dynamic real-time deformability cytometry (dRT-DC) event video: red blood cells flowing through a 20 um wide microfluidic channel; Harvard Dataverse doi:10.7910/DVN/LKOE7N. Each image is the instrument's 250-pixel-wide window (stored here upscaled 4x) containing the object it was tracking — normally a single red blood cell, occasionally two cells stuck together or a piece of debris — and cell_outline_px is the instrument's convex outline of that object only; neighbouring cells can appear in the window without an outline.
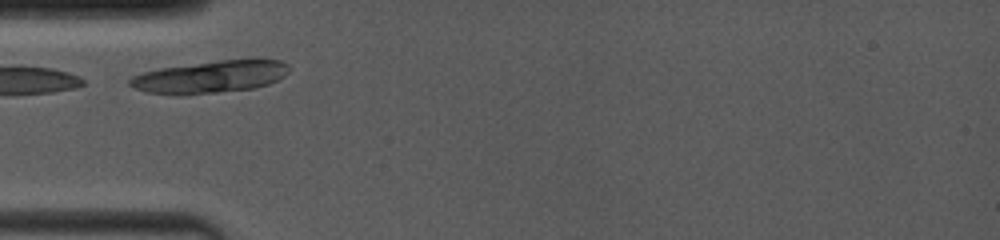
{"species": "common noctule bat (a hibernating species)", "species_latin": "Nyctalus noctula", "temperature_condition": "room temperature", "stored_images_in_passage": 7, "camera_frame_rate_fps": 4000, "um_per_image_px": 0.085, "animal": {"sex": "female", "body_mass_g": 19.0, "forearm_length_mm": 53.3}, "frame": {"image": 1, "passage_image": 1, "time_ms": 0.0, "image_size_px": [1000, 240], "cell_outline_px": [[288, 72], [284, 76], [268, 84], [256, 88], [184, 96], [176, 96], [148, 92], [136, 88], [128, 84], [128, 80], [132, 76], [144, 72], [160, 68], [220, 60], [280, 60], [288, 64]], "centroid_in_image_um": [17.84, 6.56], "position_along_channel_um": 67.2, "area_um2": 29.94}}
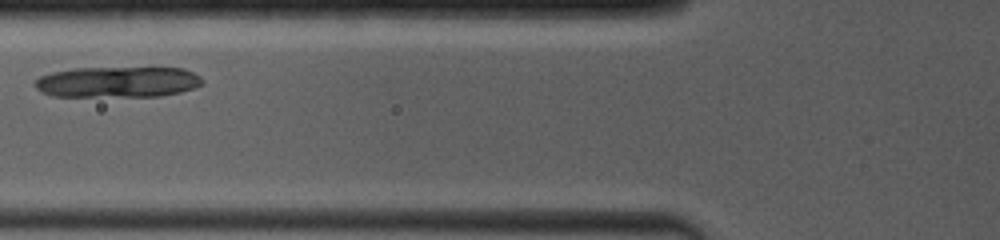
{"frame": {"image": 2, "passage_image": 3, "time_ms": 1.25, "image_size_px": [1000, 240], "cell_outline_px": [[204, 84], [180, 92], [160, 96], [52, 96], [40, 92], [36, 88], [36, 80], [40, 76], [52, 72], [72, 68], [184, 68], [200, 76], [204, 80]], "centroid_in_image_um": [10.01, 6.97], "position_along_channel_um": 115.8, "area_um2": 30.11}}
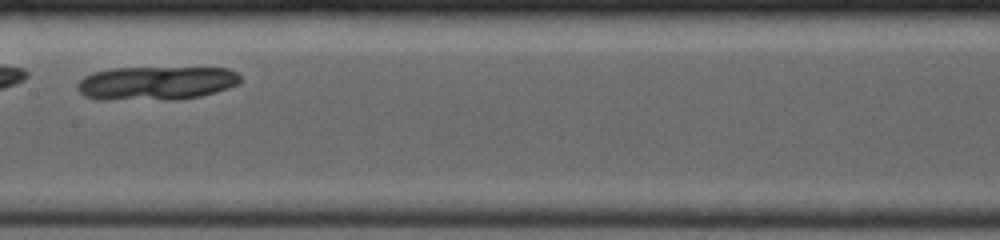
{"frame": {"image": 3, "passage_image": 6, "time_ms": 3.25, "image_size_px": [1000, 240], "cell_outline_px": [[240, 84], [216, 92], [200, 96], [180, 100], [96, 100], [84, 96], [76, 88], [76, 84], [84, 76], [92, 72], [112, 68], [228, 68], [236, 72], [240, 76]], "centroid_in_image_um": [13.24, 7.08], "position_along_channel_um": 194.2, "area_um2": 32.6}}